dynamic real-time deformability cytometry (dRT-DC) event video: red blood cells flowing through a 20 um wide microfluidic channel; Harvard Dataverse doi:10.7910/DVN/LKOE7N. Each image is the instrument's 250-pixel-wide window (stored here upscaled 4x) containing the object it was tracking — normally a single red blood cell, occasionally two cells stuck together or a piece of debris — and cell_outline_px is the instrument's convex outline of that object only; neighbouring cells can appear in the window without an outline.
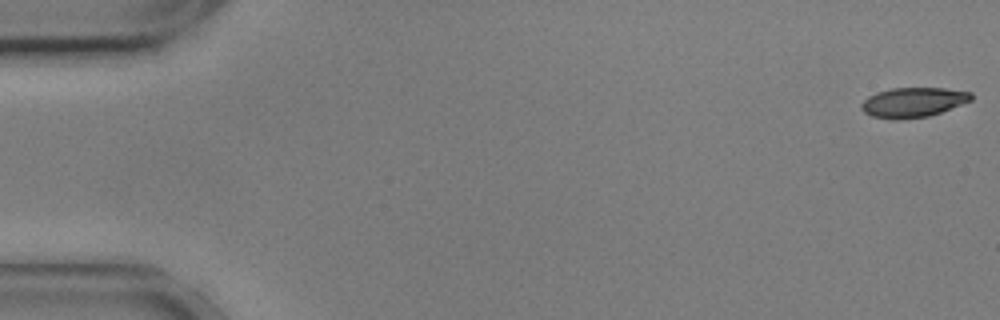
{"species": "common noctule bat (a hibernating species)", "species_latin": "Nyctalus noctula", "temperature_condition": "cold", "stored_images_in_passage": 46, "camera_frame_rate_fps": 3000, "um_per_image_px": 0.085, "animal": {"sex": "male", "body_mass_g": 17.9, "forearm_length_mm": 54.2}, "frame": {"image": 1, "passage_image": 1, "time_ms": 0.0, "image_size_px": [1000, 320], "cell_outline_px": [[972, 100], [940, 112], [928, 116], [900, 120], [892, 120], [872, 116], [864, 112], [860, 108], [860, 104], [868, 96], [876, 92], [892, 88], [944, 88], [972, 92]], "centroid_in_image_um": [77.58, 8.7], "position_along_channel_um": 7.4, "area_um2": 19.13}}
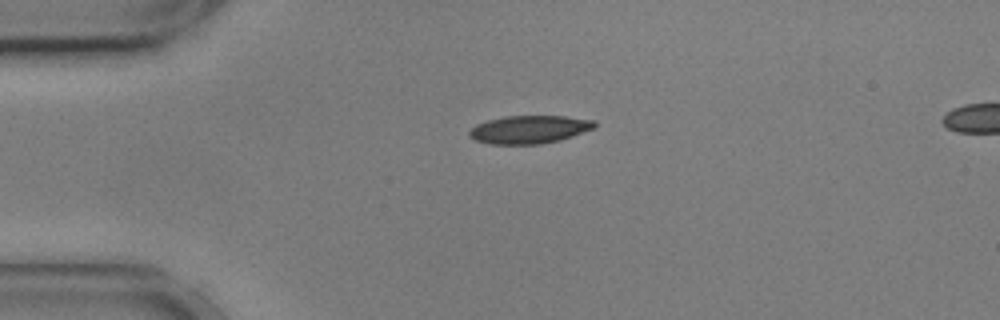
{"frame": {"image": 2, "passage_image": 13, "time_ms": 4.0, "image_size_px": [1000, 320], "cell_outline_px": [[596, 128], [560, 140], [540, 144], [488, 144], [476, 140], [468, 136], [468, 132], [476, 124], [488, 120], [504, 116], [564, 116], [596, 120]], "centroid_in_image_um": [45.0, 11.0], "position_along_channel_um": 40.0, "area_um2": 20.58}}
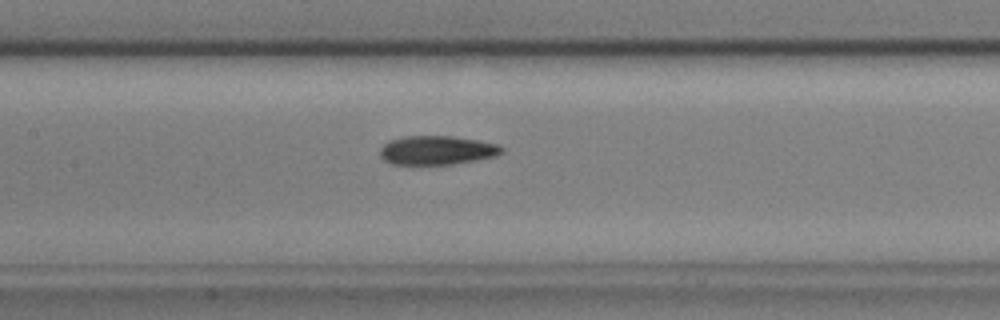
{"frame": {"image": 3, "passage_image": 26, "time_ms": 8.333, "image_size_px": [1000, 320], "cell_outline_px": [[504, 152], [496, 156], [476, 160], [452, 164], [392, 164], [384, 160], [380, 156], [380, 148], [388, 140], [404, 136], [452, 136], [476, 140], [496, 144], [504, 148]], "centroid_in_image_um": [37.12, 12.77], "position_along_channel_um": 170.3, "area_um2": 20.52}}